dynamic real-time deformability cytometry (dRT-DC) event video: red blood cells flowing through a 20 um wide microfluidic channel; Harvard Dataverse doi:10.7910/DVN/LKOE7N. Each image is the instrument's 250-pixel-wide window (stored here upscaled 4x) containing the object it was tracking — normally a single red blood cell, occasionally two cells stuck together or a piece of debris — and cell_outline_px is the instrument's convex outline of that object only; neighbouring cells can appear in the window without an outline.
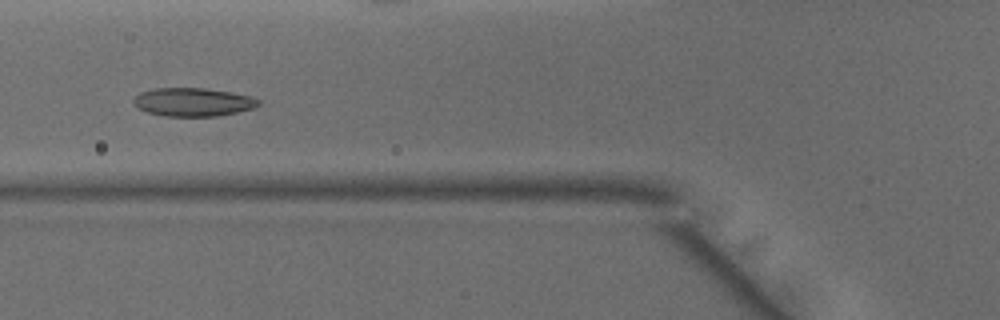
{"species": "common noctule bat (a hibernating species)", "species_latin": "Nyctalus noctula", "temperature_condition": "warm", "stored_images_in_passage": 47, "camera_frame_rate_fps": 3000, "um_per_image_px": 0.085, "animal": {"sex": "male", "body_mass_g": 15.6}, "frame": {"image": 1, "passage_image": 17, "time_ms": 5.333, "image_size_px": [1000, 320], "cell_outline_px": [[260, 104], [252, 108], [236, 112], [216, 116], [164, 116], [148, 112], [132, 104], [132, 100], [140, 92], [156, 88], [204, 88], [228, 92], [248, 96], [260, 100]], "centroid_in_image_um": [16.36, 8.67], "position_along_channel_um": 109.4, "area_um2": 20.4}}
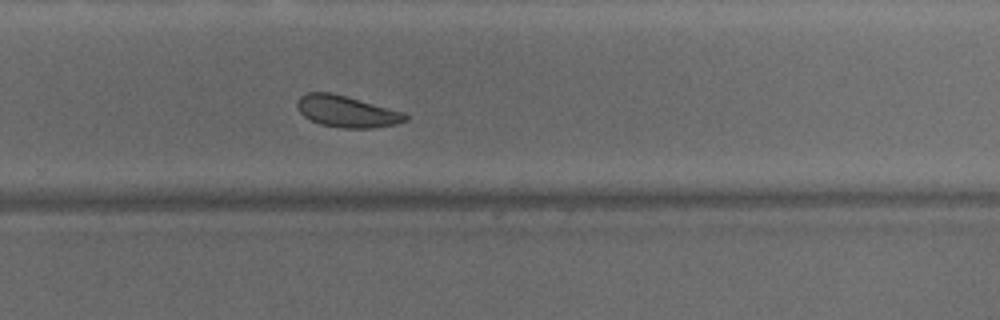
{"frame": {"image": 2, "passage_image": 31, "time_ms": 10.0, "image_size_px": [1000, 320], "cell_outline_px": [[408, 120], [396, 124], [372, 128], [344, 128], [320, 124], [304, 116], [296, 108], [296, 100], [300, 96], [308, 92], [328, 92], [344, 96], [404, 112], [408, 116]], "centroid_in_image_um": [29.45, 9.48], "position_along_channel_um": 300.4, "area_um2": 19.71}}
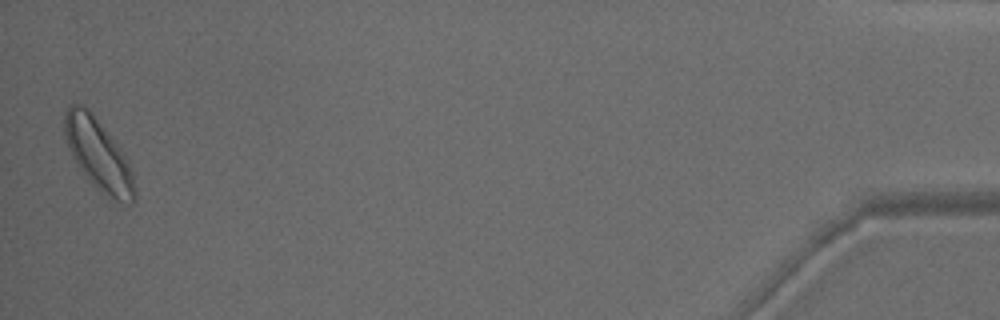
{"frame": {"image": 3, "passage_image": 47, "time_ms": 15.333, "image_size_px": [1000, 320], "cell_outline_px": [[136, 200], [132, 204], [128, 204], [116, 200], [100, 192], [88, 180], [72, 156], [64, 136], [64, 112], [68, 104], [84, 104], [92, 112], [120, 148], [128, 160], [132, 168], [136, 192]], "centroid_in_image_um": [8.37, 13.13], "position_along_channel_um": 426.8, "area_um2": 29.36}, "authors_computed_cell_mechanics": {"area_um2": 21.386, "velocity_mm_per_s": 4.094, "shape_relaxation_time_tau1_ms": 2.4848, "shape_relaxation_time_tau2_ms": null, "deformation_change_tau1": 0.0842, "deformation_change_tau2": null}}